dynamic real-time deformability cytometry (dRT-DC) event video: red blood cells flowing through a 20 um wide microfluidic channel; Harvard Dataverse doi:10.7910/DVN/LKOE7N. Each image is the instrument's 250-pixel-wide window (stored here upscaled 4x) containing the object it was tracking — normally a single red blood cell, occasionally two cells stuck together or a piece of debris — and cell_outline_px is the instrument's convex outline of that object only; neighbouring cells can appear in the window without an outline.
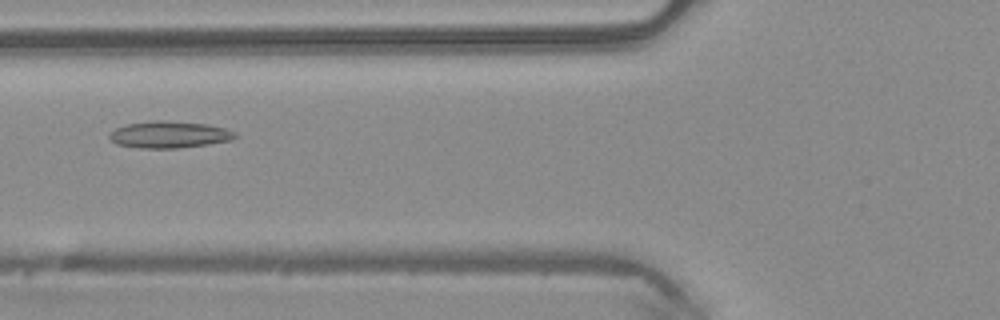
{"species": "common noctule bat (a hibernating species)", "species_latin": "Nyctalus noctula", "temperature_condition": "warm", "stored_images_in_passage": 48, "camera_frame_rate_fps": 3000, "um_per_image_px": 0.085, "animal": {"sex": "male", "body_mass_g": 20.4}, "frame": {"image": 1, "passage_image": 18, "time_ms": 5.667, "image_size_px": [1000, 320], "cell_outline_px": [[236, 136], [232, 140], [208, 144], [176, 148], [140, 148], [116, 144], [108, 136], [116, 128], [128, 124], [152, 120], [164, 120], [208, 124], [224, 128], [236, 132]], "centroid_in_image_um": [14.4, 11.43], "position_along_channel_um": 111.4, "area_um2": 19.54}}
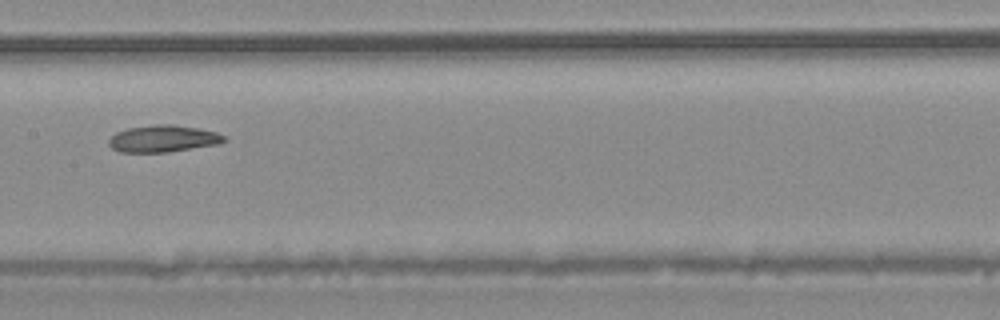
{"frame": {"image": 2, "passage_image": 24, "time_ms": 7.667, "image_size_px": [1000, 320], "cell_outline_px": [[228, 140], [220, 144], [168, 152], [120, 152], [112, 148], [108, 144], [108, 140], [116, 132], [128, 128], [152, 124], [172, 124], [196, 128], [216, 132], [224, 136]], "centroid_in_image_um": [13.87, 11.78], "position_along_channel_um": 193.5, "area_um2": 18.15}}
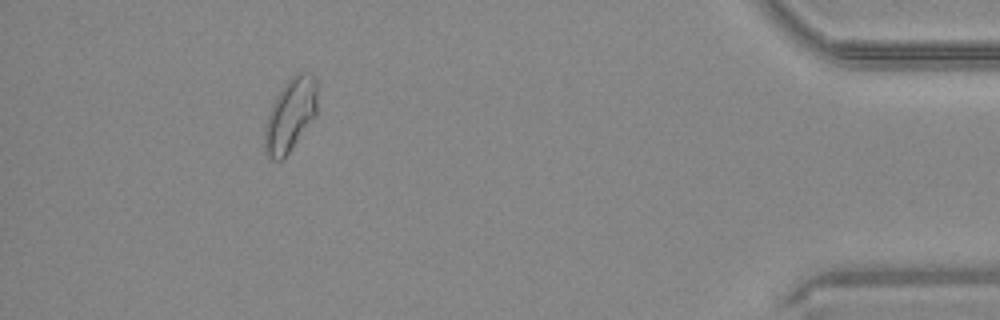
{"frame": {"image": 3, "passage_image": 44, "time_ms": 14.333, "image_size_px": [1000, 320], "cell_outline_px": [[316, 116], [288, 152], [280, 160], [272, 160], [264, 152], [264, 128], [272, 104], [276, 96], [284, 84], [296, 72], [312, 72], [316, 80]], "centroid_in_image_um": [24.67, 9.74], "position_along_channel_um": 410.5, "area_um2": 22.31}, "authors_computed_cell_mechanics": {"area_um2": 19.941, "velocity_mm_per_s": 4.1021, "shape_relaxation_time_tau1_ms": null, "shape_relaxation_time_tau2_ms": 6.3219, "deformation_change_tau1": null, "deformation_change_tau2": 0.124}}